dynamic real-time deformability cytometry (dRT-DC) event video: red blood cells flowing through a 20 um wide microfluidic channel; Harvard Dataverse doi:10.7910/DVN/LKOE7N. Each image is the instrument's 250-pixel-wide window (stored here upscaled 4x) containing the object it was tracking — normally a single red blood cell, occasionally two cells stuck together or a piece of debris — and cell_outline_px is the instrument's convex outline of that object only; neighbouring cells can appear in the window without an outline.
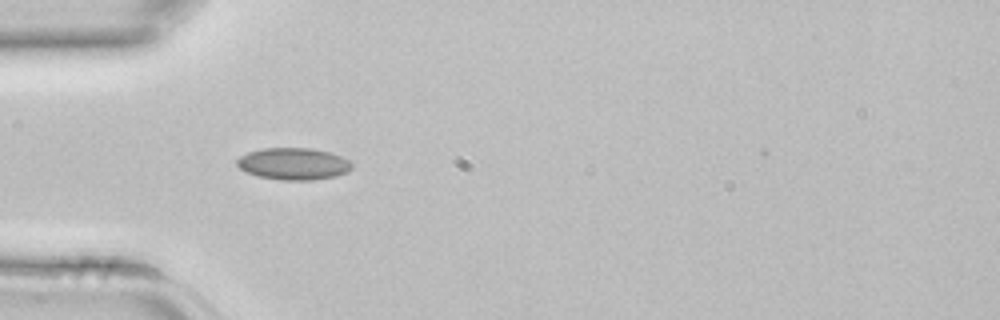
{"species": "common noctule bat (a hibernating species)", "species_latin": "Nyctalus noctula", "temperature_condition": "room temperature", "stored_images_in_passage": 2, "camera_frame_rate_fps": 3000, "um_per_image_px": 0.085, "animal": {"sex": "female", "body_mass_g": 22.7, "forearm_length_mm": 54.2}, "frame": {"image": 1, "passage_image": 1, "time_ms": 0.0, "image_size_px": [1000, 320], "cell_outline_px": [[352, 168], [348, 172], [336, 176], [312, 180], [280, 180], [256, 176], [240, 168], [236, 164], [236, 160], [240, 156], [248, 152], [264, 148], [312, 148], [328, 152], [340, 156], [348, 160], [352, 164]], "centroid_in_image_um": [24.94, 13.93], "position_along_channel_um": 60.1, "area_um2": 21.39}}